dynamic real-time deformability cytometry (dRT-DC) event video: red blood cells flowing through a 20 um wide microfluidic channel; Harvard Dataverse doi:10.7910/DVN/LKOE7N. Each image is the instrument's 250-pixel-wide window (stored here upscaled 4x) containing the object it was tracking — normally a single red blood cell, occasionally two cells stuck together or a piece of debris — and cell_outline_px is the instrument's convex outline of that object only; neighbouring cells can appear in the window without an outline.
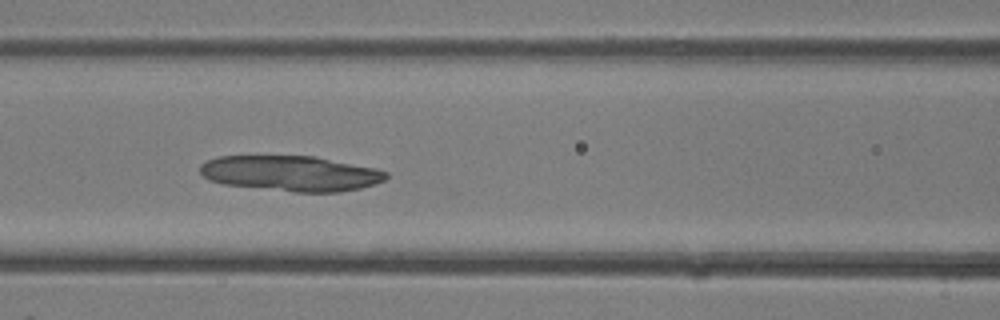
{"species": "common noctule bat (a hibernating species)", "species_latin": "Nyctalus noctula", "temperature_condition": "room temperature", "stored_images_in_passage": 35, "camera_frame_rate_fps": 3000, "um_per_image_px": 0.085, "animal": {"sex": "female"}, "frame": {"image": 1, "passage_image": 15, "time_ms": 4.667, "image_size_px": [1000, 320], "cell_outline_px": [[388, 176], [384, 180], [360, 188], [336, 192], [292, 192], [224, 184], [208, 180], [200, 172], [200, 164], [208, 160], [220, 156], [316, 156], [376, 168], [388, 172]], "centroid_in_image_um": [24.72, 14.73], "position_along_channel_um": 141.9, "area_um2": 38.38}}
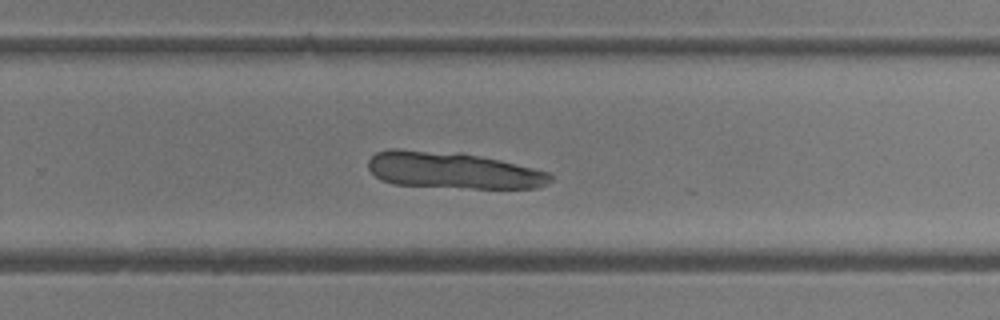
{"frame": {"image": 2, "passage_image": 23, "time_ms": 7.333, "image_size_px": [1000, 320], "cell_outline_px": [[552, 180], [548, 184], [540, 188], [472, 188], [392, 184], [380, 180], [368, 168], [368, 160], [376, 152], [388, 148], [400, 148], [460, 152], [500, 160], [548, 172], [552, 176]], "centroid_in_image_um": [38.45, 14.46], "position_along_channel_um": 291.3, "area_um2": 39.19}}